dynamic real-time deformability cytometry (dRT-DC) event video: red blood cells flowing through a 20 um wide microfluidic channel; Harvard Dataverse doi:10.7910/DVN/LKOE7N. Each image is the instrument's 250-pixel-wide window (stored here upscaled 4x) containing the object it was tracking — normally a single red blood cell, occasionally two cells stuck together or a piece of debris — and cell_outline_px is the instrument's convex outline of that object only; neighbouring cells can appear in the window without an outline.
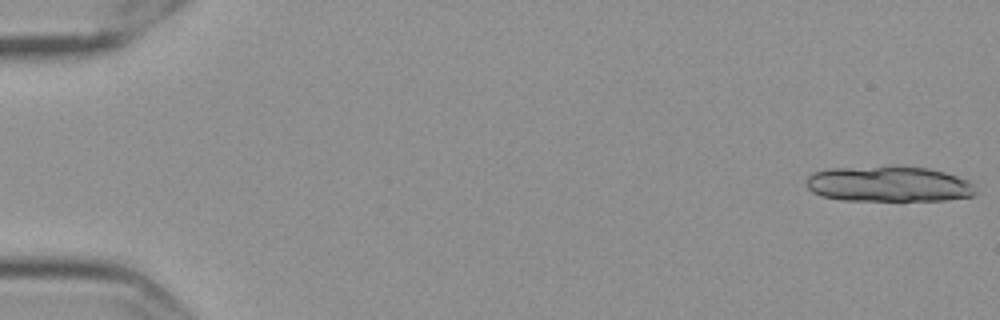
{"species": "Egyptian fruit bat (a non-hibernating species)", "species_latin": "Rousettus aegyptiacus", "temperature_condition": "cold", "stored_images_in_passage": 18, "camera_frame_rate_fps": 3000, "um_per_image_px": 0.085, "frame": {"image": 1, "passage_image": 1, "time_ms": 0.0, "image_size_px": [1000, 320], "cell_outline_px": [[976, 192], [972, 196], [944, 200], [844, 200], [820, 196], [812, 192], [804, 184], [804, 180], [812, 172], [828, 168], [892, 164], [904, 164], [928, 168], [944, 172], [968, 180], [972, 184]], "centroid_in_image_um": [75.47, 15.6], "position_along_channel_um": 9.5, "area_um2": 36.13}}